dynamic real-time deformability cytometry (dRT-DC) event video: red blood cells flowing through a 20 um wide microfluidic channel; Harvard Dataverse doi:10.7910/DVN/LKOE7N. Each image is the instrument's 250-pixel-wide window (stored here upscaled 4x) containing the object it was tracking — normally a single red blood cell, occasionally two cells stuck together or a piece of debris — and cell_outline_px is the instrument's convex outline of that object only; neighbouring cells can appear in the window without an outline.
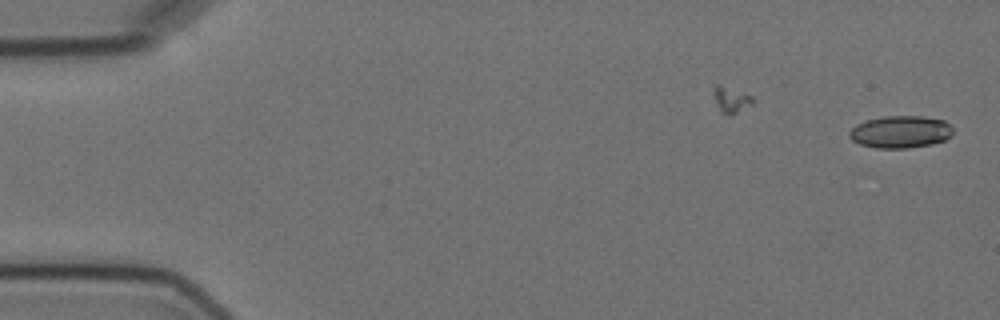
{"species": "Egyptian fruit bat (a non-hibernating species)", "species_latin": "Rousettus aegyptiacus", "temperature_condition": "cold", "stored_images_in_passage": 2, "camera_frame_rate_fps": 3000, "um_per_image_px": 0.085, "animal": {"sex": "female"}, "frame": {"image": 1, "passage_image": 2, "time_ms": 1.333, "image_size_px": [1000, 320], "cell_outline_px": [[952, 136], [944, 140], [932, 144], [908, 148], [876, 148], [860, 144], [852, 140], [848, 136], [848, 132], [856, 124], [868, 120], [884, 116], [924, 116], [944, 120], [952, 128]], "centroid_in_image_um": [76.54, 11.21], "position_along_channel_um": 8.5, "area_um2": 19.54}}